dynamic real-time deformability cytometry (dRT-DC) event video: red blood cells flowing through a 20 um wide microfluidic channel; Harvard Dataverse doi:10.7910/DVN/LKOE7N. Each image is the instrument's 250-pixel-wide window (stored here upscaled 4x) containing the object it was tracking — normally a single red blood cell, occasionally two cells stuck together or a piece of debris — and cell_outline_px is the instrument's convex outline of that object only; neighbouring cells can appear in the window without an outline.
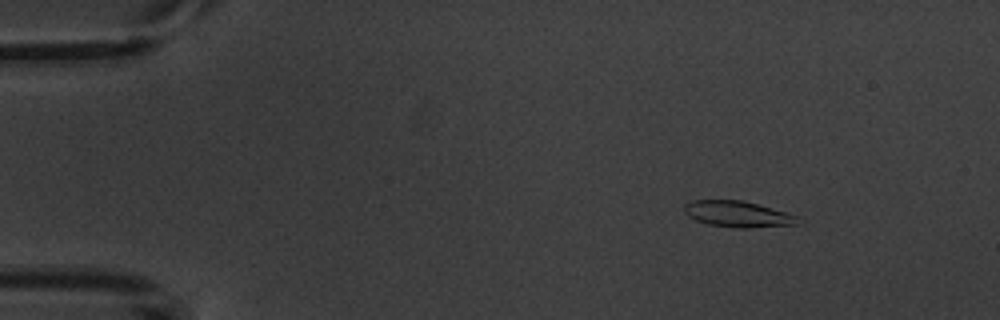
{"species": "common noctule bat (a hibernating species)", "species_latin": "Nyctalus noctula", "temperature_condition": "warm", "stored_images_in_passage": 4, "camera_frame_rate_fps": 3000, "um_per_image_px": 0.085, "animal": {"sex": "male", "body_mass_g": 20.1, "forearm_length_mm": 53.5}, "frame": {"image": 1, "passage_image": 1, "time_ms": 0.0, "image_size_px": [1000, 320], "cell_outline_px": [[804, 224], [748, 228], [740, 228], [708, 224], [696, 220], [688, 216], [684, 212], [684, 204], [692, 200], [744, 200], [788, 212], [804, 220]], "centroid_in_image_um": [62.79, 18.2], "position_along_channel_um": 22.2, "area_um2": 17.63}}
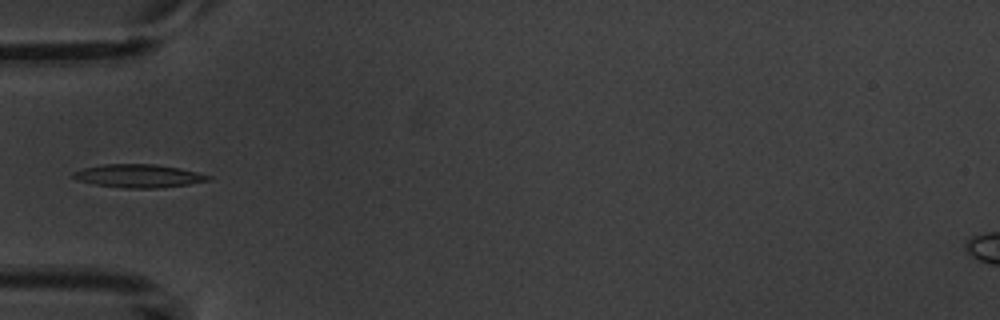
{"frame": {"image": 2, "passage_image": 4, "time_ms": 3.667, "image_size_px": [1000, 320], "cell_outline_px": [[212, 180], [188, 184], [156, 188], [124, 188], [92, 184], [76, 180], [72, 176], [72, 172], [84, 168], [104, 164], [156, 164], [180, 168], [212, 176]], "centroid_in_image_um": [11.76, 14.95], "position_along_channel_um": 73.2, "area_um2": 18.32}}